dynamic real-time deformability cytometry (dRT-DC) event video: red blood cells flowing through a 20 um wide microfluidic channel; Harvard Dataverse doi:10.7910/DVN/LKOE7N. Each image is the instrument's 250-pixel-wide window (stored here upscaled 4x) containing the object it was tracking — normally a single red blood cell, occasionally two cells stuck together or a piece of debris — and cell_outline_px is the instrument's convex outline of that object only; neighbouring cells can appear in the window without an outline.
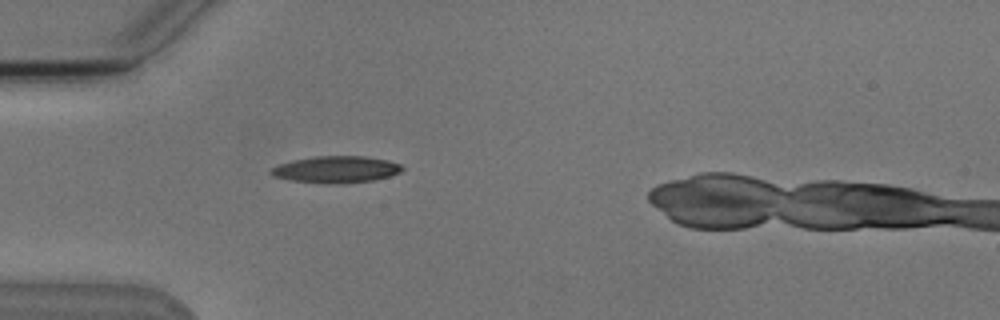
{"species": "Egyptian fruit bat (a non-hibernating species)", "species_latin": "Rousettus aegyptiacus", "temperature_condition": "cold", "stored_images_in_passage": 4, "camera_frame_rate_fps": 3000, "um_per_image_px": 0.085, "animal": {"sex": "male"}, "frame": {"image": 1, "passage_image": 4, "time_ms": 3.667, "image_size_px": [1000, 320], "cell_outline_px": [[404, 168], [400, 172], [388, 176], [372, 180], [292, 180], [276, 176], [268, 172], [272, 168], [280, 164], [292, 160], [316, 156], [364, 156], [388, 160], [400, 164]], "centroid_in_image_um": [28.61, 14.32], "position_along_channel_um": 56.4, "area_um2": 18.96}}